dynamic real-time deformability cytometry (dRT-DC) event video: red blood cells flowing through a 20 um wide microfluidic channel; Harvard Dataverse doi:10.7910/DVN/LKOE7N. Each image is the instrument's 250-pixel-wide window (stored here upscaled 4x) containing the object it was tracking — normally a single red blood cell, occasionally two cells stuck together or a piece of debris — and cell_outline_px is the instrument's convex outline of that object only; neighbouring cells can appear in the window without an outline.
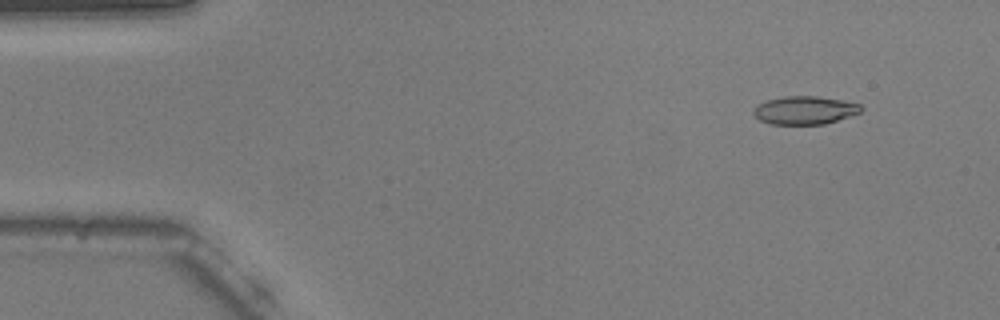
{"species": "common noctule bat (a hibernating species)", "species_latin": "Nyctalus noctula", "temperature_condition": "warm", "stored_images_in_passage": 54, "camera_frame_rate_fps": 3000, "um_per_image_px": 0.085, "animal": {"sex": "male", "body_mass_g": 20.5, "forearm_length_mm": 52.5}, "frame": {"image": 1, "passage_image": 5, "time_ms": 1.333, "image_size_px": [1000, 320], "cell_outline_px": [[864, 108], [860, 112], [824, 124], [768, 124], [760, 120], [752, 112], [756, 104], [768, 100], [784, 96], [816, 96], [840, 100], [860, 104]], "centroid_in_image_um": [68.36, 9.37], "position_along_channel_um": 16.6, "area_um2": 17.51}}
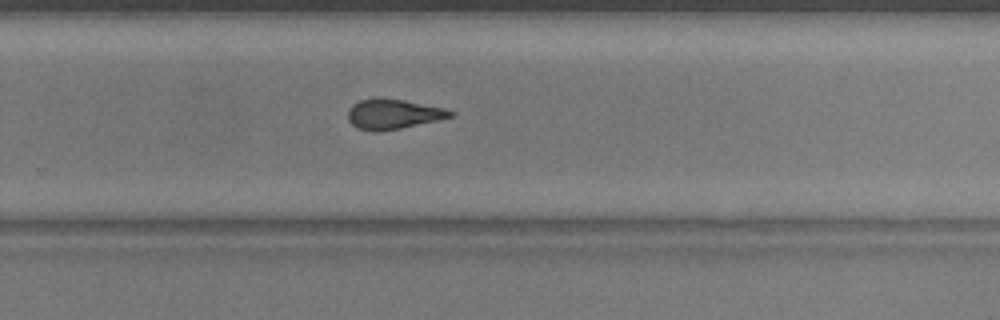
{"frame": {"image": 2, "passage_image": 35, "time_ms": 11.333, "image_size_px": [1000, 320], "cell_outline_px": [[452, 116], [440, 120], [380, 132], [372, 132], [356, 128], [348, 120], [348, 108], [352, 104], [360, 100], [404, 100], [444, 108], [452, 112]], "centroid_in_image_um": [33.39, 9.74], "position_along_channel_um": 296.4, "area_um2": 17.51}}
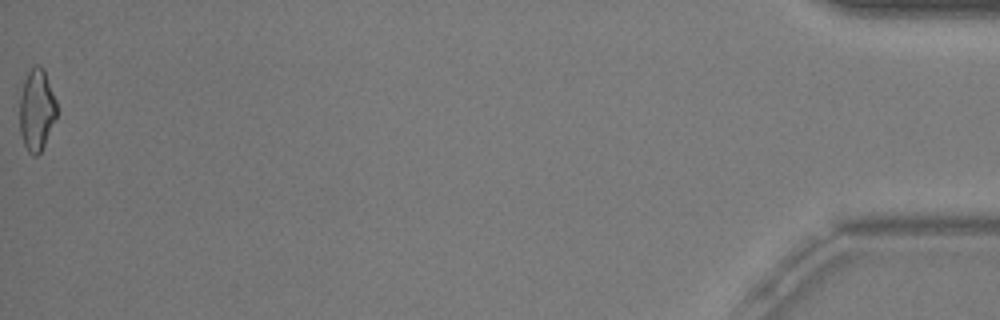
{"frame": {"image": 3, "passage_image": 54, "time_ms": 17.667, "image_size_px": [1000, 320], "cell_outline_px": [[56, 120], [40, 152], [36, 156], [32, 156], [28, 152], [24, 144], [20, 132], [20, 96], [24, 80], [28, 72], [36, 64], [40, 64], [44, 68], [56, 100]], "centroid_in_image_um": [3.12, 9.33], "position_along_channel_um": 432.1, "area_um2": 17.69}, "authors_computed_cell_mechanics": {"area_um2": 17.9758, "velocity_mm_per_s": 3.7565, "shape_relaxation_time_tau1_ms": 10.1457, "shape_relaxation_time_tau2_ms": 2.1151, "deformation_change_tau1": 0.2555, "deformation_change_tau2": 0.0906}}